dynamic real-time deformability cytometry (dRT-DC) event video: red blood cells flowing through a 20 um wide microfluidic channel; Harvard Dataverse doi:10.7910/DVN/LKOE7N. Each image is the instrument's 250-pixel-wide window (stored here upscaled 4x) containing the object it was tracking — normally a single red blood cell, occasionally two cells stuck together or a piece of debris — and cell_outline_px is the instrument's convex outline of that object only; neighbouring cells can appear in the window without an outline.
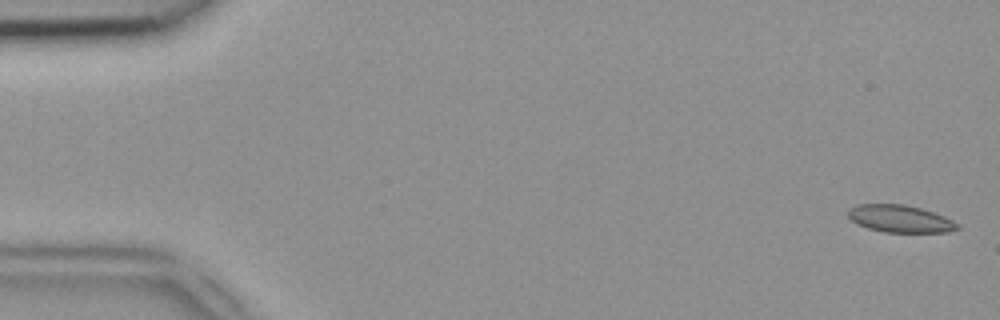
{"species": "common noctule bat (a hibernating species)", "species_latin": "Nyctalus noctula", "temperature_condition": "room temperature", "stored_images_in_passage": 10, "camera_frame_rate_fps": 3000, "um_per_image_px": 0.085, "animal": {"sex": "female", "body_mass_g": 18.4}, "frame": {"image": 1, "passage_image": 2, "time_ms": 0.333, "image_size_px": [1000, 320], "cell_outline_px": [[960, 228], [948, 232], [884, 232], [868, 228], [856, 224], [848, 216], [848, 208], [856, 204], [904, 204], [920, 208], [944, 216], [960, 224]], "centroid_in_image_um": [76.49, 18.59], "position_along_channel_um": 8.5, "area_um2": 17.46}}